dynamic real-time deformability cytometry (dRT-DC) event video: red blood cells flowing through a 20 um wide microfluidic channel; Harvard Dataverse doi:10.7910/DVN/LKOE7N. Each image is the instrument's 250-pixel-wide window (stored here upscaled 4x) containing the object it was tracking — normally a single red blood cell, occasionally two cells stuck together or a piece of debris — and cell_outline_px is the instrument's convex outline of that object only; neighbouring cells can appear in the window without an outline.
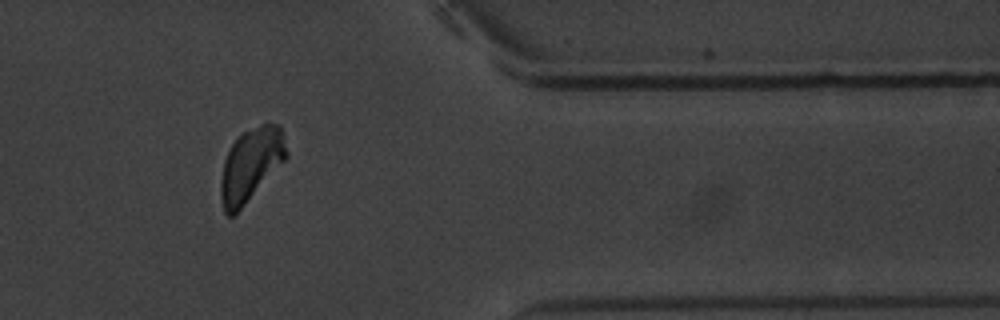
{"species": "common noctule bat (a hibernating species)", "species_latin": "Nyctalus noctula", "temperature_condition": "warm", "stored_images_in_passage": 15, "segment_of_instrument_passage": [2, 2], "camera_frame_rate_fps": 3000, "um_per_image_px": 0.085, "animal": {"sex": "male", "body_mass_g": 20.1, "forearm_length_mm": 53.5}, "frame": {"image": 1, "passage_image": 13, "time_ms": 16.667, "image_size_px": [1000, 320], "cell_outline_px": [[288, 156], [236, 216], [228, 216], [224, 212], [220, 196], [220, 184], [224, 160], [232, 144], [244, 132], [260, 124], [280, 124], [288, 152]], "centroid_in_image_um": [21.32, 14.05], "position_along_channel_um": 390.1, "area_um2": 28.03}}
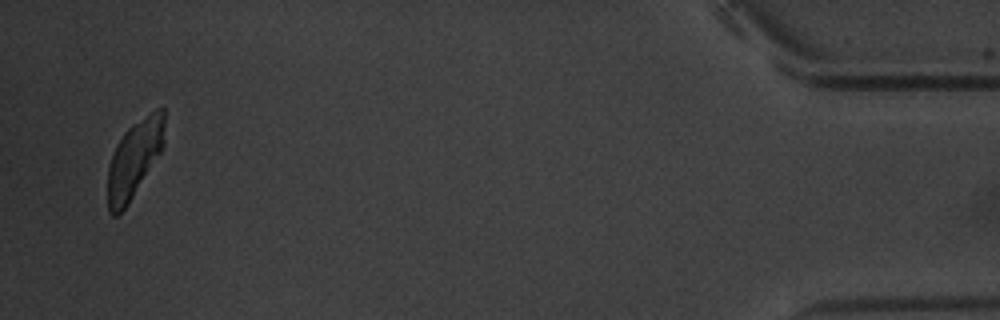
{"frame": {"image": 2, "passage_image": 15, "time_ms": 19.333, "image_size_px": [1000, 320], "cell_outline_px": [[164, 144], [160, 152], [128, 204], [116, 216], [112, 216], [108, 212], [108, 164], [112, 152], [116, 144], [124, 132], [132, 124], [156, 108], [164, 108]], "centroid_in_image_um": [11.39, 13.49], "position_along_channel_um": 423.8, "area_um2": 25.49}}